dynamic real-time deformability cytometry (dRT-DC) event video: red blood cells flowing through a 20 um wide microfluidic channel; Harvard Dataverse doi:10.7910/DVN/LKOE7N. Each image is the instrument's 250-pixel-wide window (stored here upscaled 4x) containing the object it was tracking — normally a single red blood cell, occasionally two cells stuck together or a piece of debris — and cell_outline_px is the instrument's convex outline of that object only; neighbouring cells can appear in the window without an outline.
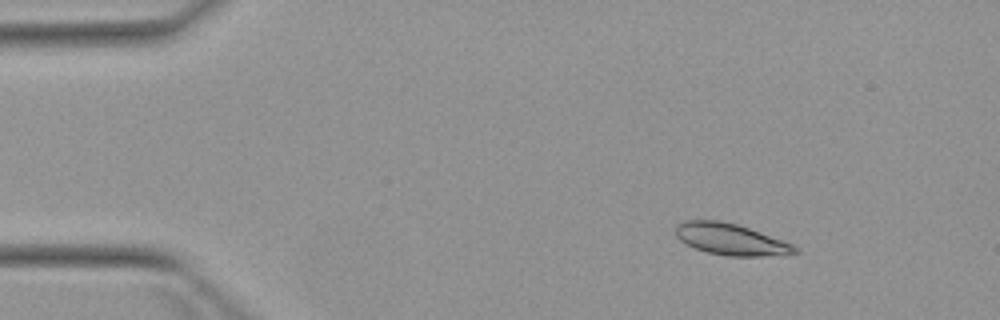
{"species": "Egyptian fruit bat (a non-hibernating species)", "species_latin": "Rousettus aegyptiacus", "temperature_condition": "warm", "stored_images_in_passage": 3, "camera_frame_rate_fps": 3000, "um_per_image_px": 0.085, "animal": {"sex": "female"}, "frame": {"image": 1, "passage_image": 1, "time_ms": 0.0, "image_size_px": [1000, 320], "cell_outline_px": [[800, 252], [784, 256], [724, 256], [708, 252], [696, 248], [680, 240], [676, 236], [676, 224], [684, 220], [720, 220], [736, 224], [760, 232], [792, 244], [800, 248]], "centroid_in_image_um": [62.16, 20.35], "position_along_channel_um": 22.8, "area_um2": 21.96}}